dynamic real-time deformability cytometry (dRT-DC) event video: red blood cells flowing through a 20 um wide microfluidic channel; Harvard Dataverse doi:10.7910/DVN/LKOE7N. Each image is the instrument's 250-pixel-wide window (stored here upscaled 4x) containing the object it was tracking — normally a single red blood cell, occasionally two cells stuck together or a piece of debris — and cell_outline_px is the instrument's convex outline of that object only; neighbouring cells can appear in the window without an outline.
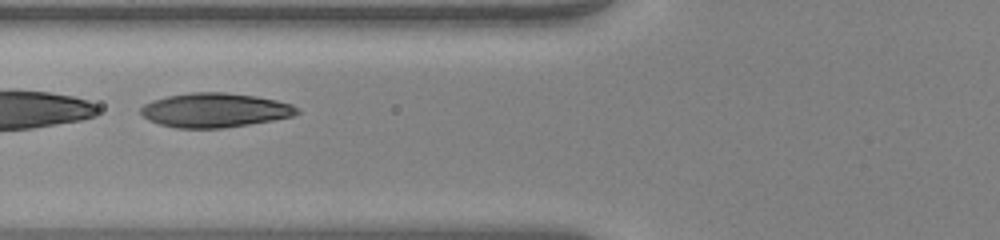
{"species": "human", "species_latin": "Homo sapiens", "temperature_condition": "warm", "stored_images_in_passage": 35, "segment_of_instrument_passage": [2, 2], "camera_frame_rate_fps": 3000, "um_per_image_px": 0.085, "donor": {"sex": "female"}, "frame": {"image": 1, "passage_image": 6, "time_ms": 1.667, "image_size_px": [1000, 240], "cell_outline_px": [[300, 112], [292, 116], [272, 120], [224, 128], [176, 128], [160, 124], [148, 120], [140, 112], [140, 108], [144, 104], [152, 100], [168, 96], [192, 92], [224, 92], [256, 96], [276, 100], [292, 104]], "centroid_in_image_um": [18.24, 9.36], "position_along_channel_um": 107.6, "area_um2": 31.1}}
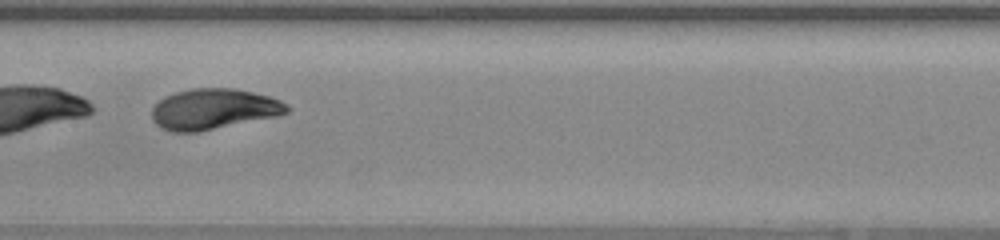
{"frame": {"image": 2, "passage_image": 12, "time_ms": 3.667, "image_size_px": [1000, 240], "cell_outline_px": [[292, 108], [288, 112], [276, 116], [200, 132], [172, 132], [160, 128], [152, 120], [152, 108], [160, 100], [176, 92], [192, 88], [232, 88], [252, 92], [268, 96], [280, 100]], "centroid_in_image_um": [18.15, 9.28], "position_along_channel_um": 189.2, "area_um2": 31.96}}
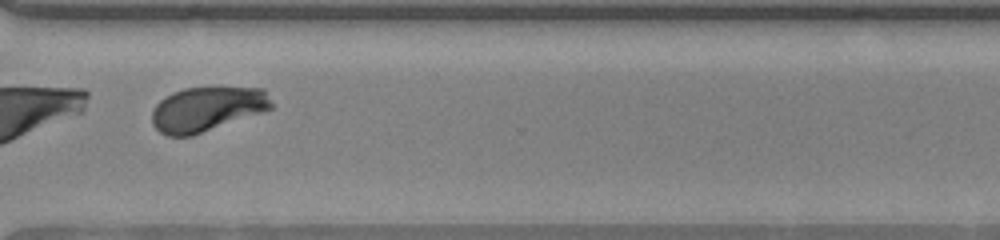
{"frame": {"image": 3, "passage_image": 24, "time_ms": 7.667, "image_size_px": [1000, 240], "cell_outline_px": [[272, 108], [264, 112], [192, 136], [168, 136], [160, 132], [152, 124], [152, 112], [156, 104], [160, 100], [172, 92], [184, 88], [264, 88], [272, 104]], "centroid_in_image_um": [17.58, 9.28], "position_along_channel_um": 353.0, "area_um2": 30.98}}